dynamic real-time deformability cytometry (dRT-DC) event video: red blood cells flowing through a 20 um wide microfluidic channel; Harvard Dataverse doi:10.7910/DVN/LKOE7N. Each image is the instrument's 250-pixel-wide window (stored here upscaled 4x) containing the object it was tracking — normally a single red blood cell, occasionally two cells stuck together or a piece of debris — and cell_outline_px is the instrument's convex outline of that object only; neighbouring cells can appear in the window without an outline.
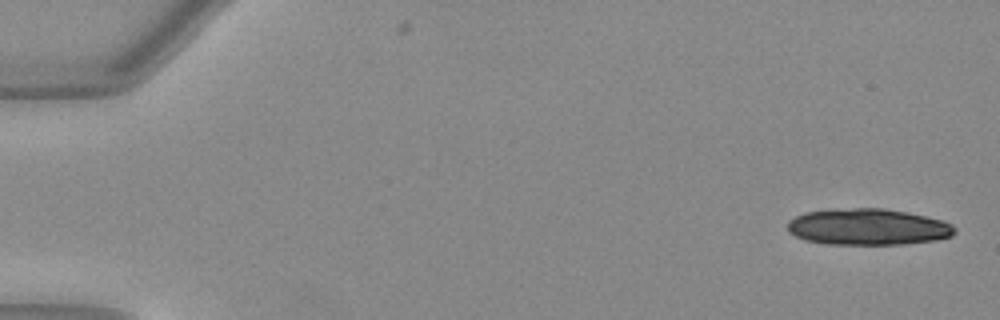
{"species": "Egyptian fruit bat (a non-hibernating species)", "species_latin": "Rousettus aegyptiacus", "temperature_condition": "warm", "stored_images_in_passage": 38, "camera_frame_rate_fps": 3000, "um_per_image_px": 0.085, "animal": {"sex": "female"}, "frame": {"image": 1, "passage_image": 1, "time_ms": 0.0, "image_size_px": [1000, 320], "cell_outline_px": [[956, 232], [952, 236], [936, 240], [904, 244], [824, 244], [804, 240], [788, 232], [788, 220], [804, 212], [852, 208], [880, 208], [908, 212], [940, 220], [952, 224], [956, 228]], "centroid_in_image_um": [73.77, 19.29], "position_along_channel_um": 11.2, "area_um2": 35.43}}
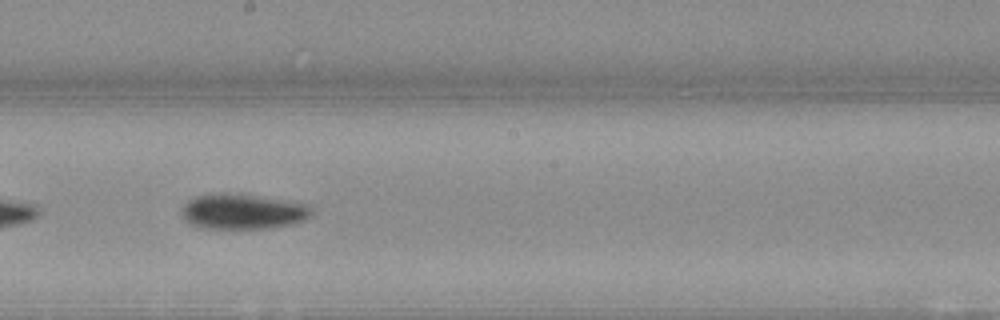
{"frame": {"image": 2, "passage_image": 29, "time_ms": 9.333, "image_size_px": [1000, 320], "cell_outline_px": [[312, 212], [304, 220], [288, 224], [268, 228], [204, 228], [188, 224], [184, 216], [184, 204], [188, 200], [196, 196], [224, 192], [240, 192], [284, 200], [304, 204]], "centroid_in_image_um": [20.59, 17.95], "position_along_channel_um": 227.6, "area_um2": 26.47}}
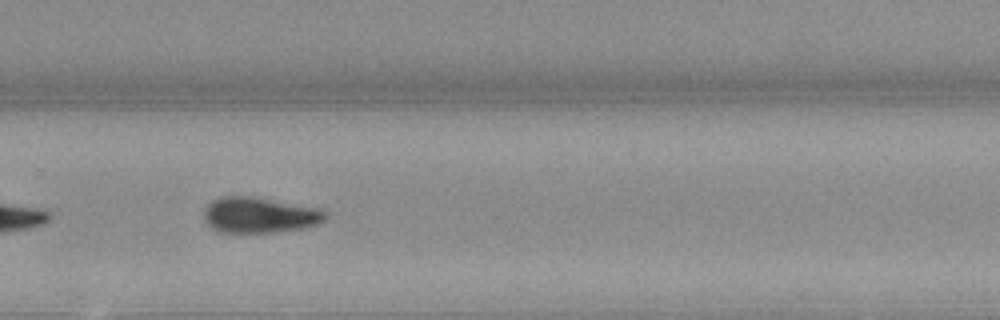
{"frame": {"image": 3, "passage_image": 35, "time_ms": 11.333, "image_size_px": [1000, 320], "cell_outline_px": [[328, 216], [324, 220], [316, 224], [300, 228], [276, 232], [224, 232], [208, 224], [204, 216], [204, 208], [212, 200], [224, 196], [256, 196], [316, 208], [324, 212]], "centroid_in_image_um": [22.04, 18.26], "position_along_channel_um": 307.8, "area_um2": 24.85}}